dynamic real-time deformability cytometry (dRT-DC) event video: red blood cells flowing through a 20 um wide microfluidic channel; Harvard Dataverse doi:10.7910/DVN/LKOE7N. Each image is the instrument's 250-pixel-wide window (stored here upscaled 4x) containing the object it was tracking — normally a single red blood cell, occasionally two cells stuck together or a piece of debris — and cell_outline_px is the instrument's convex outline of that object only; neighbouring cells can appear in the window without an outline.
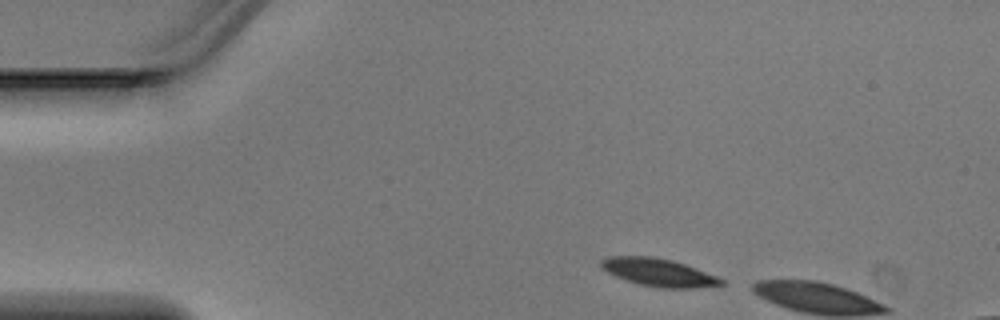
{"species": "Egyptian fruit bat (a non-hibernating species)", "species_latin": "Rousettus aegyptiacus", "temperature_condition": "warm", "stored_images_in_passage": 2, "camera_frame_rate_fps": 3000, "um_per_image_px": 0.085, "animal": {"sex": "male"}, "frame": {"image": 1, "passage_image": 1, "time_ms": 0.0, "image_size_px": [1000, 320], "cell_outline_px": [[724, 284], [696, 288], [660, 288], [640, 284], [616, 276], [600, 268], [600, 260], [608, 256], [652, 256], [672, 260], [696, 268], [716, 276], [724, 280]], "centroid_in_image_um": [55.96, 23.15], "position_along_channel_um": 29.0, "area_um2": 19.36}}